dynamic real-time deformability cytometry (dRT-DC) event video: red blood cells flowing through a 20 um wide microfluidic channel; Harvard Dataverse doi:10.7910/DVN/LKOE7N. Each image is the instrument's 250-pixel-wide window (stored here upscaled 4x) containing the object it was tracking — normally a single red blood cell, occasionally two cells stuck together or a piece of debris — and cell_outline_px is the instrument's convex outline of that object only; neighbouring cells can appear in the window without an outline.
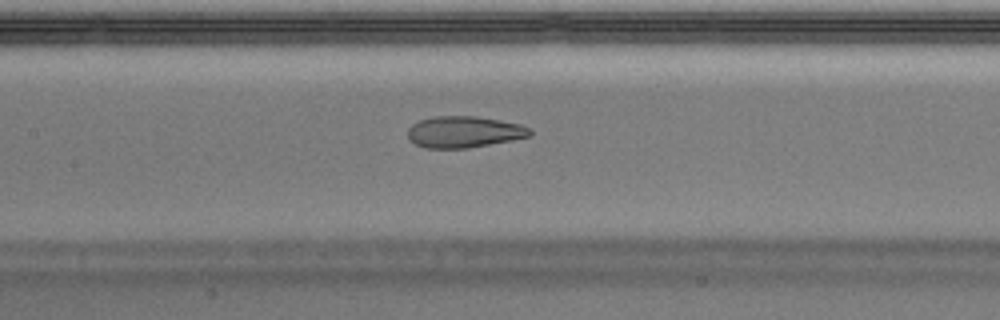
{"species": "Egyptian fruit bat (a non-hibernating species)", "species_latin": "Rousettus aegyptiacus", "temperature_condition": "warm", "stored_images_in_passage": 34, "camera_frame_rate_fps": 3000, "um_per_image_px": 0.085, "animal": {"sex": "male"}, "frame": {"image": 1, "passage_image": 8, "time_ms": 2.333, "image_size_px": [1000, 320], "cell_outline_px": [[532, 136], [512, 140], [468, 148], [424, 148], [408, 140], [408, 128], [412, 124], [420, 120], [436, 116], [476, 116], [520, 124], [528, 128], [532, 132]], "centroid_in_image_um": [39.42, 11.22], "position_along_channel_um": 168.0, "area_um2": 22.37}}
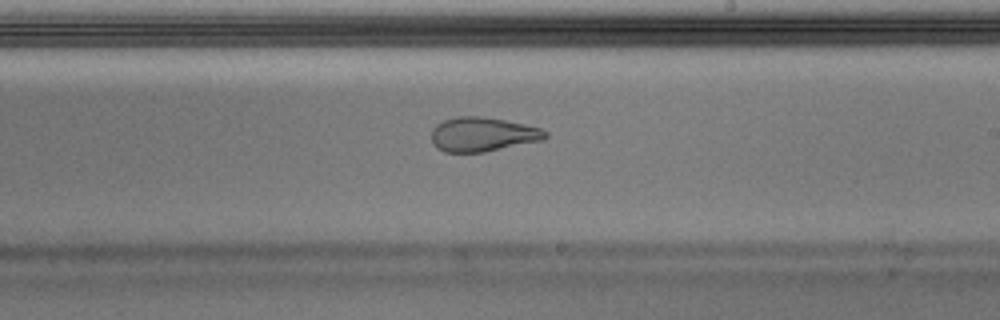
{"frame": {"image": 2, "passage_image": 14, "time_ms": 4.333, "image_size_px": [1000, 320], "cell_outline_px": [[548, 136], [544, 140], [484, 152], [444, 152], [436, 148], [432, 144], [432, 128], [436, 124], [444, 120], [456, 116], [484, 116], [524, 124], [540, 128], [548, 132]], "centroid_in_image_um": [41.02, 11.42], "position_along_channel_um": 248.0, "area_um2": 22.95}}
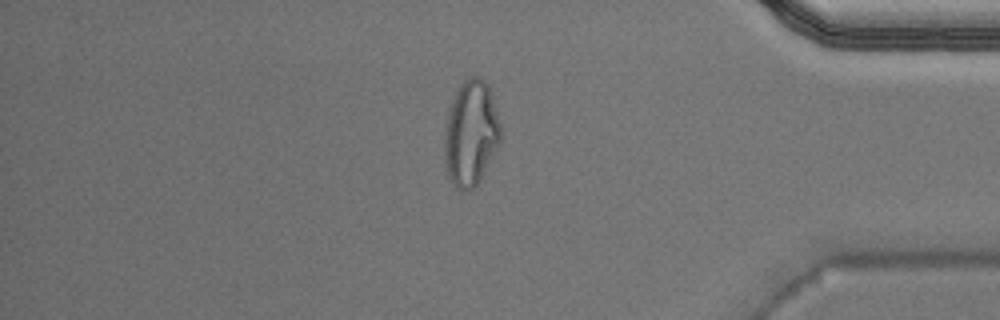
{"frame": {"image": 3, "passage_image": 27, "time_ms": 8.667, "image_size_px": [1000, 320], "cell_outline_px": [[500, 140], [480, 180], [472, 188], [464, 192], [460, 192], [456, 188], [448, 176], [444, 160], [444, 144], [448, 116], [456, 92], [460, 84], [464, 80], [472, 76], [480, 76], [488, 84], [492, 92], [500, 124]], "centroid_in_image_um": [40.03, 11.33], "position_along_channel_um": 395.2, "area_um2": 34.16}}